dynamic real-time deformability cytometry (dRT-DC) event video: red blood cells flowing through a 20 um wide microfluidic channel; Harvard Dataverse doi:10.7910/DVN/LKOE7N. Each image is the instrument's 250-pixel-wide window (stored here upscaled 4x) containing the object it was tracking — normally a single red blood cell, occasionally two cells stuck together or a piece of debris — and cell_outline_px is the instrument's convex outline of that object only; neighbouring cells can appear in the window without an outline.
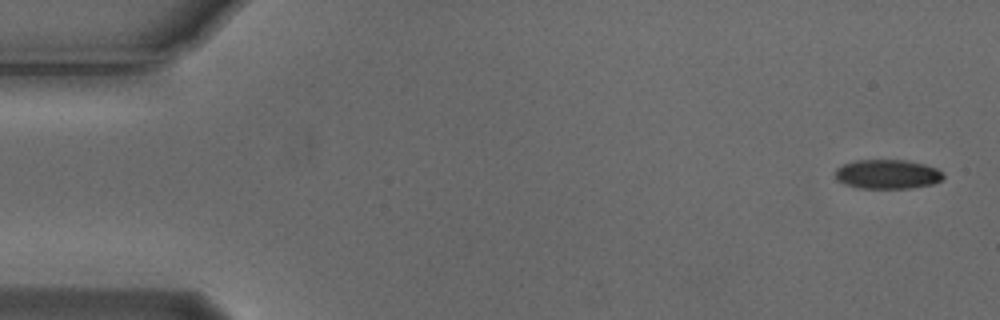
{"species": "Egyptian fruit bat (a non-hibernating species)", "species_latin": "Rousettus aegyptiacus", "temperature_condition": "cold", "stored_images_in_passage": 5, "camera_frame_rate_fps": 3000, "um_per_image_px": 0.085, "animal": {"sex": "male"}, "frame": {"image": 1, "passage_image": 1, "time_ms": 0.0, "image_size_px": [1000, 320], "cell_outline_px": [[944, 176], [940, 180], [932, 184], [912, 188], [860, 188], [844, 184], [836, 180], [836, 168], [844, 164], [856, 160], [904, 160], [924, 164], [936, 168], [944, 172]], "centroid_in_image_um": [75.43, 14.81], "position_along_channel_um": 9.6, "area_um2": 18.44}}
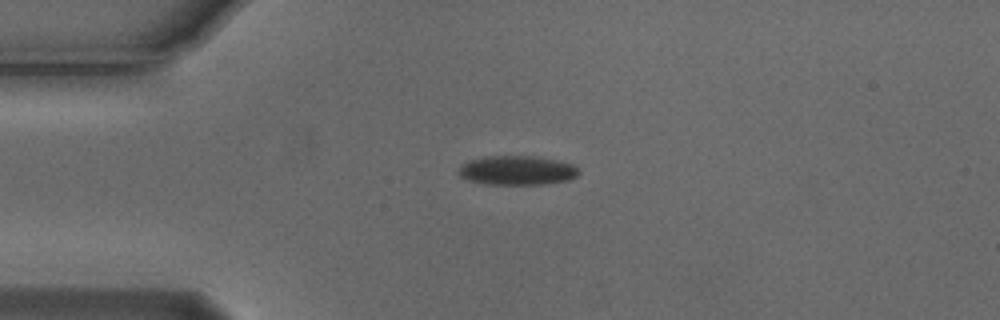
{"frame": {"image": 2, "passage_image": 4, "time_ms": 1.0, "image_size_px": [1000, 320], "cell_outline_px": [[580, 172], [576, 176], [568, 180], [544, 184], [484, 184], [468, 180], [460, 176], [456, 172], [460, 164], [468, 160], [484, 156], [536, 156], [556, 160], [572, 164]], "centroid_in_image_um": [43.88, 14.47], "position_along_channel_um": 41.1, "area_um2": 20.63}}